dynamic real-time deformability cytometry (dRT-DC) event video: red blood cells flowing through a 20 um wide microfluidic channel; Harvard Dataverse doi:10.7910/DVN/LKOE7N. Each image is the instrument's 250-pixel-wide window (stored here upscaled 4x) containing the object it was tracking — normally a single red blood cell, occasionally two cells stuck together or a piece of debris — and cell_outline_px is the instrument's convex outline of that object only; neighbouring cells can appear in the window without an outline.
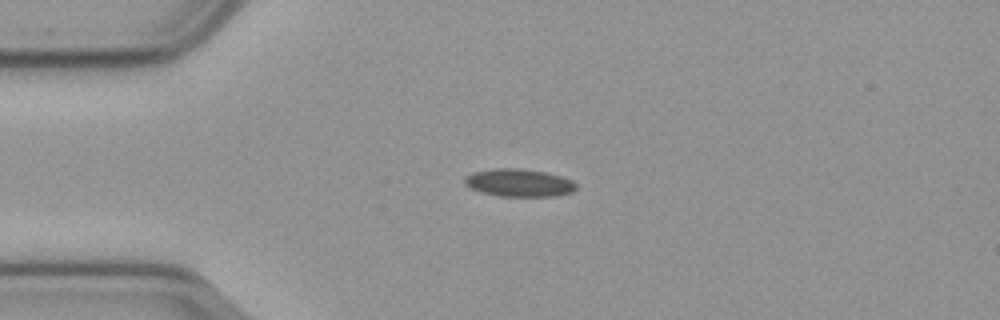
{"species": "common noctule bat (a hibernating species)", "species_latin": "Nyctalus noctula", "temperature_condition": "cold", "stored_images_in_passage": 44, "camera_frame_rate_fps": 3000, "um_per_image_px": 0.085, "animal": {"sex": "male", "body_mass_g": 23.1, "forearm_length_mm": 52.7}, "frame": {"image": 1, "passage_image": 1, "time_ms": 0.0, "image_size_px": [1000, 320], "cell_outline_px": [[576, 188], [572, 192], [552, 196], [500, 196], [484, 192], [472, 188], [464, 184], [464, 176], [472, 172], [496, 168], [520, 168], [544, 172], [560, 176], [572, 180], [576, 184]], "centroid_in_image_um": [44.1, 15.52], "position_along_channel_um": 40.9, "area_um2": 17.86}}
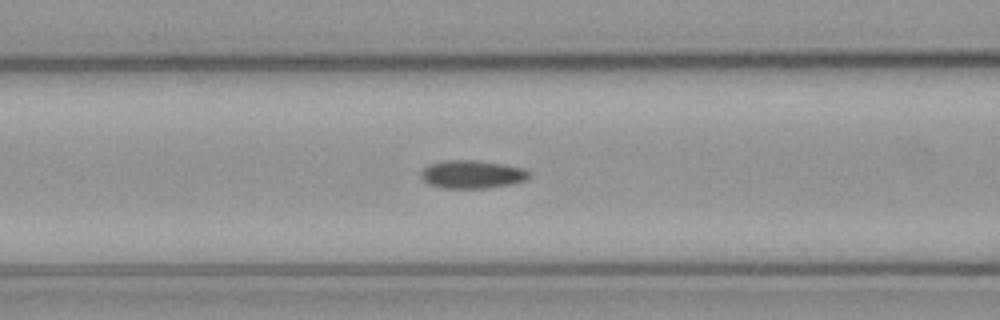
{"frame": {"image": 2, "passage_image": 10, "time_ms": 3.0, "image_size_px": [1000, 320], "cell_outline_px": [[532, 172], [524, 180], [512, 184], [484, 188], [440, 188], [428, 184], [420, 176], [420, 172], [428, 164], [448, 160], [476, 160], [504, 164], [524, 168]], "centroid_in_image_um": [40.11, 14.81], "position_along_channel_um": 126.5, "area_um2": 17.8}}
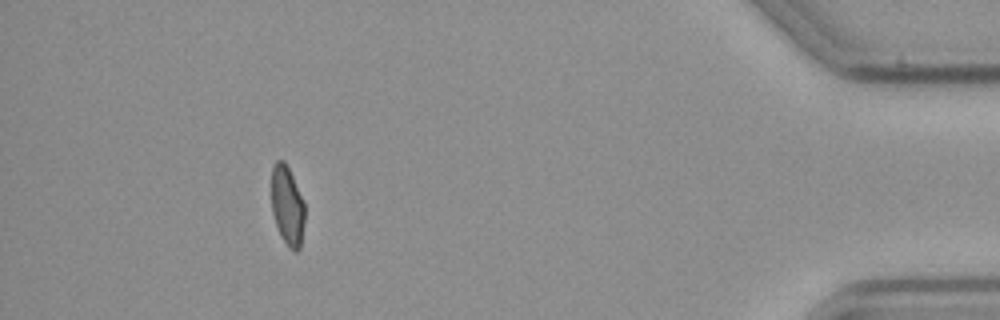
{"frame": {"image": 3, "passage_image": 39, "time_ms": 12.667, "image_size_px": [1000, 320], "cell_outline_px": [[304, 220], [300, 248], [296, 252], [288, 248], [280, 236], [272, 212], [272, 164], [276, 160], [284, 160], [292, 176], [304, 204]], "centroid_in_image_um": [24.4, 17.51], "position_along_channel_um": 410.8, "area_um2": 15.26}, "authors_computed_cell_mechanics": {"area_um2": 16.9643, "velocity_mm_per_s": 3.6079, "shape_relaxation_time_tau1_ms": null, "shape_relaxation_time_tau2_ms": 3.2355, "deformation_change_tau1": null, "deformation_change_tau2": 0.0709}}